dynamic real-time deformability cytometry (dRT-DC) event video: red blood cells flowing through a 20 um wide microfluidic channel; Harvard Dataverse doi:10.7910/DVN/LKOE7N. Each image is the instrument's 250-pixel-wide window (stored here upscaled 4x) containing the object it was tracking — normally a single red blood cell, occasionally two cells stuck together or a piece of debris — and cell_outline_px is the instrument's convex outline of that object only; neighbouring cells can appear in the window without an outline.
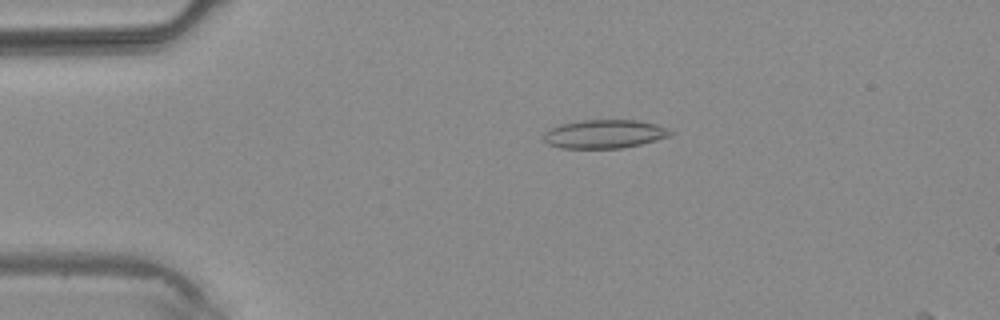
{"species": "common noctule bat (a hibernating species)", "species_latin": "Nyctalus noctula", "temperature_condition": "warm", "stored_images_in_passage": 4, "camera_frame_rate_fps": 3000, "um_per_image_px": 0.085, "animal": {"sex": "male", "body_mass_g": 20.4}, "frame": {"image": 1, "passage_image": 2, "time_ms": 1.333, "image_size_px": [1000, 320], "cell_outline_px": [[676, 132], [672, 136], [640, 144], [620, 148], [560, 148], [548, 144], [544, 140], [544, 132], [560, 124], [584, 120], [636, 120], [656, 124]], "centroid_in_image_um": [51.41, 11.39], "position_along_channel_um": 33.6, "area_um2": 21.1}}